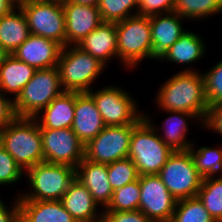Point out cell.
I'll return each instance as SVG.
<instances>
[{"mask_svg":"<svg viewBox=\"0 0 222 222\" xmlns=\"http://www.w3.org/2000/svg\"><path fill=\"white\" fill-rule=\"evenodd\" d=\"M108 180L113 191L138 179L136 166L130 158L116 160L107 164Z\"/></svg>","mask_w":222,"mask_h":222,"instance_id":"obj_33","label":"cell"},{"mask_svg":"<svg viewBox=\"0 0 222 222\" xmlns=\"http://www.w3.org/2000/svg\"><path fill=\"white\" fill-rule=\"evenodd\" d=\"M62 46L54 40L30 34L11 55L36 70L56 67Z\"/></svg>","mask_w":222,"mask_h":222,"instance_id":"obj_15","label":"cell"},{"mask_svg":"<svg viewBox=\"0 0 222 222\" xmlns=\"http://www.w3.org/2000/svg\"><path fill=\"white\" fill-rule=\"evenodd\" d=\"M193 143L188 149L193 157L198 173L206 179L222 177V145L218 148L208 146L196 149Z\"/></svg>","mask_w":222,"mask_h":222,"instance_id":"obj_27","label":"cell"},{"mask_svg":"<svg viewBox=\"0 0 222 222\" xmlns=\"http://www.w3.org/2000/svg\"><path fill=\"white\" fill-rule=\"evenodd\" d=\"M198 198L217 222H222V177L203 178Z\"/></svg>","mask_w":222,"mask_h":222,"instance_id":"obj_29","label":"cell"},{"mask_svg":"<svg viewBox=\"0 0 222 222\" xmlns=\"http://www.w3.org/2000/svg\"><path fill=\"white\" fill-rule=\"evenodd\" d=\"M31 0H11V2L19 7L20 5L24 4V3H27V2H30Z\"/></svg>","mask_w":222,"mask_h":222,"instance_id":"obj_45","label":"cell"},{"mask_svg":"<svg viewBox=\"0 0 222 222\" xmlns=\"http://www.w3.org/2000/svg\"><path fill=\"white\" fill-rule=\"evenodd\" d=\"M14 7H16L11 0H0V17L8 14Z\"/></svg>","mask_w":222,"mask_h":222,"instance_id":"obj_41","label":"cell"},{"mask_svg":"<svg viewBox=\"0 0 222 222\" xmlns=\"http://www.w3.org/2000/svg\"><path fill=\"white\" fill-rule=\"evenodd\" d=\"M117 31L113 22H102L90 32L77 46L91 54L106 67L109 61L117 58Z\"/></svg>","mask_w":222,"mask_h":222,"instance_id":"obj_21","label":"cell"},{"mask_svg":"<svg viewBox=\"0 0 222 222\" xmlns=\"http://www.w3.org/2000/svg\"><path fill=\"white\" fill-rule=\"evenodd\" d=\"M144 118L142 115L132 125L106 126L84 146V158L95 163L110 164L128 157L133 128Z\"/></svg>","mask_w":222,"mask_h":222,"instance_id":"obj_11","label":"cell"},{"mask_svg":"<svg viewBox=\"0 0 222 222\" xmlns=\"http://www.w3.org/2000/svg\"><path fill=\"white\" fill-rule=\"evenodd\" d=\"M27 19L30 34L66 46L65 15L62 0H31L19 6Z\"/></svg>","mask_w":222,"mask_h":222,"instance_id":"obj_8","label":"cell"},{"mask_svg":"<svg viewBox=\"0 0 222 222\" xmlns=\"http://www.w3.org/2000/svg\"><path fill=\"white\" fill-rule=\"evenodd\" d=\"M44 162L76 168L84 159L85 144L71 128L40 129Z\"/></svg>","mask_w":222,"mask_h":222,"instance_id":"obj_12","label":"cell"},{"mask_svg":"<svg viewBox=\"0 0 222 222\" xmlns=\"http://www.w3.org/2000/svg\"><path fill=\"white\" fill-rule=\"evenodd\" d=\"M178 13L171 12L150 16L152 37V60H159L169 48L187 31Z\"/></svg>","mask_w":222,"mask_h":222,"instance_id":"obj_17","label":"cell"},{"mask_svg":"<svg viewBox=\"0 0 222 222\" xmlns=\"http://www.w3.org/2000/svg\"><path fill=\"white\" fill-rule=\"evenodd\" d=\"M202 38L200 35L190 32V30L185 31L158 61L186 66L189 64L188 68L184 66L181 71H198L190 65L200 61L207 53L206 43Z\"/></svg>","mask_w":222,"mask_h":222,"instance_id":"obj_22","label":"cell"},{"mask_svg":"<svg viewBox=\"0 0 222 222\" xmlns=\"http://www.w3.org/2000/svg\"><path fill=\"white\" fill-rule=\"evenodd\" d=\"M170 222H217L198 196L177 200Z\"/></svg>","mask_w":222,"mask_h":222,"instance_id":"obj_30","label":"cell"},{"mask_svg":"<svg viewBox=\"0 0 222 222\" xmlns=\"http://www.w3.org/2000/svg\"><path fill=\"white\" fill-rule=\"evenodd\" d=\"M30 191L18 195V200H61L75 179V168L41 162L25 171Z\"/></svg>","mask_w":222,"mask_h":222,"instance_id":"obj_6","label":"cell"},{"mask_svg":"<svg viewBox=\"0 0 222 222\" xmlns=\"http://www.w3.org/2000/svg\"><path fill=\"white\" fill-rule=\"evenodd\" d=\"M60 201L77 222H101L103 209L76 177Z\"/></svg>","mask_w":222,"mask_h":222,"instance_id":"obj_20","label":"cell"},{"mask_svg":"<svg viewBox=\"0 0 222 222\" xmlns=\"http://www.w3.org/2000/svg\"><path fill=\"white\" fill-rule=\"evenodd\" d=\"M35 72L36 69L34 67L16 59L10 54L0 66V91L6 97L15 101Z\"/></svg>","mask_w":222,"mask_h":222,"instance_id":"obj_24","label":"cell"},{"mask_svg":"<svg viewBox=\"0 0 222 222\" xmlns=\"http://www.w3.org/2000/svg\"><path fill=\"white\" fill-rule=\"evenodd\" d=\"M67 1H71L82 5L98 6L100 0H67Z\"/></svg>","mask_w":222,"mask_h":222,"instance_id":"obj_42","label":"cell"},{"mask_svg":"<svg viewBox=\"0 0 222 222\" xmlns=\"http://www.w3.org/2000/svg\"><path fill=\"white\" fill-rule=\"evenodd\" d=\"M30 35L24 12L14 7L8 14L0 17V45L12 54Z\"/></svg>","mask_w":222,"mask_h":222,"instance_id":"obj_25","label":"cell"},{"mask_svg":"<svg viewBox=\"0 0 222 222\" xmlns=\"http://www.w3.org/2000/svg\"><path fill=\"white\" fill-rule=\"evenodd\" d=\"M139 210L154 222H170L177 199L169 192L158 174L141 175Z\"/></svg>","mask_w":222,"mask_h":222,"instance_id":"obj_13","label":"cell"},{"mask_svg":"<svg viewBox=\"0 0 222 222\" xmlns=\"http://www.w3.org/2000/svg\"><path fill=\"white\" fill-rule=\"evenodd\" d=\"M75 177L88 189L102 209L108 206L113 188L108 180L107 164L95 163L84 158L75 168Z\"/></svg>","mask_w":222,"mask_h":222,"instance_id":"obj_19","label":"cell"},{"mask_svg":"<svg viewBox=\"0 0 222 222\" xmlns=\"http://www.w3.org/2000/svg\"><path fill=\"white\" fill-rule=\"evenodd\" d=\"M88 93L93 97L106 126L132 125L144 113L138 109L139 102L117 85L103 86L96 91L92 89Z\"/></svg>","mask_w":222,"mask_h":222,"instance_id":"obj_10","label":"cell"},{"mask_svg":"<svg viewBox=\"0 0 222 222\" xmlns=\"http://www.w3.org/2000/svg\"><path fill=\"white\" fill-rule=\"evenodd\" d=\"M65 15L66 46L78 45L103 21L98 6L62 0Z\"/></svg>","mask_w":222,"mask_h":222,"instance_id":"obj_14","label":"cell"},{"mask_svg":"<svg viewBox=\"0 0 222 222\" xmlns=\"http://www.w3.org/2000/svg\"><path fill=\"white\" fill-rule=\"evenodd\" d=\"M63 92L57 66L36 70L34 76L23 87L22 92L14 101L16 116L36 117Z\"/></svg>","mask_w":222,"mask_h":222,"instance_id":"obj_7","label":"cell"},{"mask_svg":"<svg viewBox=\"0 0 222 222\" xmlns=\"http://www.w3.org/2000/svg\"><path fill=\"white\" fill-rule=\"evenodd\" d=\"M13 222H30V220L21 211H19L16 214Z\"/></svg>","mask_w":222,"mask_h":222,"instance_id":"obj_43","label":"cell"},{"mask_svg":"<svg viewBox=\"0 0 222 222\" xmlns=\"http://www.w3.org/2000/svg\"><path fill=\"white\" fill-rule=\"evenodd\" d=\"M139 178L113 191L112 199L103 211H136L139 210L140 202Z\"/></svg>","mask_w":222,"mask_h":222,"instance_id":"obj_31","label":"cell"},{"mask_svg":"<svg viewBox=\"0 0 222 222\" xmlns=\"http://www.w3.org/2000/svg\"><path fill=\"white\" fill-rule=\"evenodd\" d=\"M169 116L166 117L164 123L160 126L154 124V121L150 119V115L143 113L144 118L153 126L160 139L174 151H187L194 140L187 138V132L189 131V120H196L198 125L203 126V123L192 113L183 111H164ZM153 121V122H152ZM188 121V122H187ZM162 130L163 133H160ZM189 139V140H187ZM192 141V142H191Z\"/></svg>","mask_w":222,"mask_h":222,"instance_id":"obj_16","label":"cell"},{"mask_svg":"<svg viewBox=\"0 0 222 222\" xmlns=\"http://www.w3.org/2000/svg\"><path fill=\"white\" fill-rule=\"evenodd\" d=\"M173 12L185 20L198 21L222 14V0H175Z\"/></svg>","mask_w":222,"mask_h":222,"instance_id":"obj_28","label":"cell"},{"mask_svg":"<svg viewBox=\"0 0 222 222\" xmlns=\"http://www.w3.org/2000/svg\"><path fill=\"white\" fill-rule=\"evenodd\" d=\"M64 91L89 92L106 66L77 45L62 47L57 63Z\"/></svg>","mask_w":222,"mask_h":222,"instance_id":"obj_4","label":"cell"},{"mask_svg":"<svg viewBox=\"0 0 222 222\" xmlns=\"http://www.w3.org/2000/svg\"><path fill=\"white\" fill-rule=\"evenodd\" d=\"M154 98L159 111H183L194 114L202 123L208 113L202 72L178 71L157 90Z\"/></svg>","mask_w":222,"mask_h":222,"instance_id":"obj_1","label":"cell"},{"mask_svg":"<svg viewBox=\"0 0 222 222\" xmlns=\"http://www.w3.org/2000/svg\"><path fill=\"white\" fill-rule=\"evenodd\" d=\"M158 175L177 200L197 196L203 180L189 150L174 151Z\"/></svg>","mask_w":222,"mask_h":222,"instance_id":"obj_9","label":"cell"},{"mask_svg":"<svg viewBox=\"0 0 222 222\" xmlns=\"http://www.w3.org/2000/svg\"><path fill=\"white\" fill-rule=\"evenodd\" d=\"M117 59L124 68L134 69L145 59L152 60L150 17L134 15L117 22Z\"/></svg>","mask_w":222,"mask_h":222,"instance_id":"obj_3","label":"cell"},{"mask_svg":"<svg viewBox=\"0 0 222 222\" xmlns=\"http://www.w3.org/2000/svg\"><path fill=\"white\" fill-rule=\"evenodd\" d=\"M25 175L15 159L0 144V187L16 184Z\"/></svg>","mask_w":222,"mask_h":222,"instance_id":"obj_35","label":"cell"},{"mask_svg":"<svg viewBox=\"0 0 222 222\" xmlns=\"http://www.w3.org/2000/svg\"><path fill=\"white\" fill-rule=\"evenodd\" d=\"M106 127L93 97L88 92H76L75 116L71 129L86 144Z\"/></svg>","mask_w":222,"mask_h":222,"instance_id":"obj_18","label":"cell"},{"mask_svg":"<svg viewBox=\"0 0 222 222\" xmlns=\"http://www.w3.org/2000/svg\"><path fill=\"white\" fill-rule=\"evenodd\" d=\"M14 199V203L8 208L0 197V222H13L16 214L20 211L18 196Z\"/></svg>","mask_w":222,"mask_h":222,"instance_id":"obj_40","label":"cell"},{"mask_svg":"<svg viewBox=\"0 0 222 222\" xmlns=\"http://www.w3.org/2000/svg\"><path fill=\"white\" fill-rule=\"evenodd\" d=\"M101 222H154L140 210L136 211H103Z\"/></svg>","mask_w":222,"mask_h":222,"instance_id":"obj_37","label":"cell"},{"mask_svg":"<svg viewBox=\"0 0 222 222\" xmlns=\"http://www.w3.org/2000/svg\"><path fill=\"white\" fill-rule=\"evenodd\" d=\"M202 127L222 136V103L209 107Z\"/></svg>","mask_w":222,"mask_h":222,"instance_id":"obj_38","label":"cell"},{"mask_svg":"<svg viewBox=\"0 0 222 222\" xmlns=\"http://www.w3.org/2000/svg\"><path fill=\"white\" fill-rule=\"evenodd\" d=\"M138 6L139 0H100L98 9L102 21L117 23L137 15Z\"/></svg>","mask_w":222,"mask_h":222,"instance_id":"obj_32","label":"cell"},{"mask_svg":"<svg viewBox=\"0 0 222 222\" xmlns=\"http://www.w3.org/2000/svg\"><path fill=\"white\" fill-rule=\"evenodd\" d=\"M16 117L14 100L6 97L0 91V132Z\"/></svg>","mask_w":222,"mask_h":222,"instance_id":"obj_39","label":"cell"},{"mask_svg":"<svg viewBox=\"0 0 222 222\" xmlns=\"http://www.w3.org/2000/svg\"><path fill=\"white\" fill-rule=\"evenodd\" d=\"M173 152L145 118L133 128L128 158L139 176L158 174Z\"/></svg>","mask_w":222,"mask_h":222,"instance_id":"obj_5","label":"cell"},{"mask_svg":"<svg viewBox=\"0 0 222 222\" xmlns=\"http://www.w3.org/2000/svg\"><path fill=\"white\" fill-rule=\"evenodd\" d=\"M0 144L24 172L44 162L40 127L35 118L16 117L0 132Z\"/></svg>","mask_w":222,"mask_h":222,"instance_id":"obj_2","label":"cell"},{"mask_svg":"<svg viewBox=\"0 0 222 222\" xmlns=\"http://www.w3.org/2000/svg\"><path fill=\"white\" fill-rule=\"evenodd\" d=\"M76 92L64 91L34 117L40 129L71 128L75 116Z\"/></svg>","mask_w":222,"mask_h":222,"instance_id":"obj_23","label":"cell"},{"mask_svg":"<svg viewBox=\"0 0 222 222\" xmlns=\"http://www.w3.org/2000/svg\"><path fill=\"white\" fill-rule=\"evenodd\" d=\"M175 0H139L138 15L153 16L171 13Z\"/></svg>","mask_w":222,"mask_h":222,"instance_id":"obj_36","label":"cell"},{"mask_svg":"<svg viewBox=\"0 0 222 222\" xmlns=\"http://www.w3.org/2000/svg\"><path fill=\"white\" fill-rule=\"evenodd\" d=\"M10 54L0 45V66Z\"/></svg>","mask_w":222,"mask_h":222,"instance_id":"obj_44","label":"cell"},{"mask_svg":"<svg viewBox=\"0 0 222 222\" xmlns=\"http://www.w3.org/2000/svg\"><path fill=\"white\" fill-rule=\"evenodd\" d=\"M19 209L30 222H77L60 200H19Z\"/></svg>","mask_w":222,"mask_h":222,"instance_id":"obj_26","label":"cell"},{"mask_svg":"<svg viewBox=\"0 0 222 222\" xmlns=\"http://www.w3.org/2000/svg\"><path fill=\"white\" fill-rule=\"evenodd\" d=\"M202 73L209 107L222 103V60Z\"/></svg>","mask_w":222,"mask_h":222,"instance_id":"obj_34","label":"cell"}]
</instances>
